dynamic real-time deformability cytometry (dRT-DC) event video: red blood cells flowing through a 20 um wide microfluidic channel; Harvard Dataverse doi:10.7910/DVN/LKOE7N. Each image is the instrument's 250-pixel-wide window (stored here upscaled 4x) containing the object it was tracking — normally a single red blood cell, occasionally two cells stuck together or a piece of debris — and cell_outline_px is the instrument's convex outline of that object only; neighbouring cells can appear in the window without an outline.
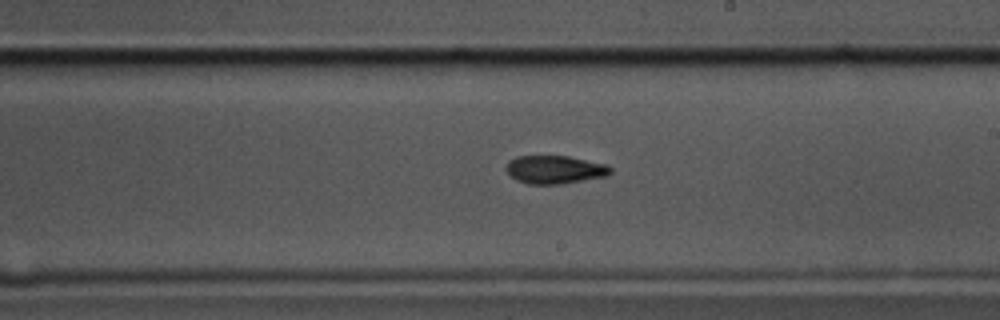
{"species": "common noctule bat (a hibernating species)", "species_latin": "Nyctalus noctula", "temperature_condition": "cold", "stored_images_in_passage": 41, "camera_frame_rate_fps": 3000, "um_per_image_px": 0.085, "animal": {"sex": "male", "body_mass_g": 17.5, "forearm_length_mm": 52.3}, "frame": {"image": 1, "passage_image": 24, "time_ms": 7.667, "image_size_px": [1000, 320], "cell_outline_px": [[612, 172], [608, 176], [560, 184], [528, 184], [516, 180], [504, 168], [508, 160], [516, 156], [568, 156], [608, 164], [612, 168]], "centroid_in_image_um": [47.17, 14.41], "position_along_channel_um": 241.8, "area_um2": 17.34}, "authors_computed_cell_mechanics": {"area_um2": 17.5712, "velocity_mm_per_s": 3.4831, "shape_relaxation_time_tau1_ms": 5.7103, "shape_relaxation_time_tau2_ms": null, "deformation_change_tau1": 0.1631, "deformation_change_tau2": null}}